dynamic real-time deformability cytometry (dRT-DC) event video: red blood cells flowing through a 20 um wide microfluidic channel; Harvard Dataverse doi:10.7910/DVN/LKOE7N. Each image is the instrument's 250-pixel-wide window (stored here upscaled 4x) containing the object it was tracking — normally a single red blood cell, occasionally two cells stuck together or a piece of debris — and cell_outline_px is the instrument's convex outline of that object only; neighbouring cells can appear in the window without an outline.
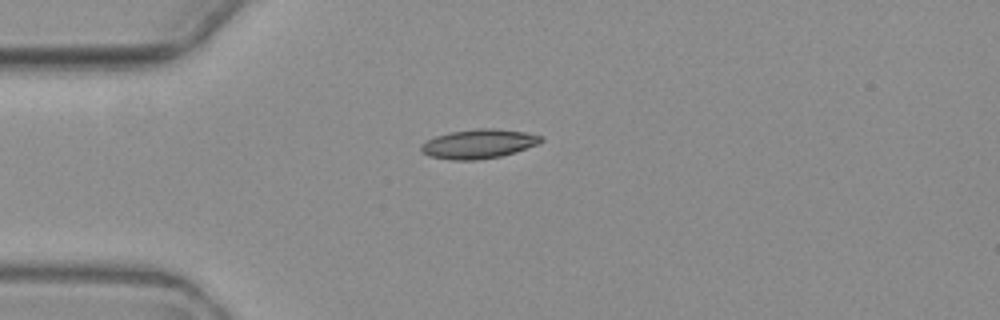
{"species": "common noctule bat (a hibernating species)", "species_latin": "Nyctalus noctula", "temperature_condition": "warm", "stored_images_in_passage": 3, "camera_frame_rate_fps": 3000, "um_per_image_px": 0.085, "animal": {"sex": "female", "body_mass_g": 19.3, "forearm_length_mm": 54.1}, "frame": {"image": 1, "passage_image": 1, "time_ms": 0.0, "image_size_px": [1000, 320], "cell_outline_px": [[544, 140], [536, 144], [500, 156], [476, 160], [452, 160], [428, 156], [420, 152], [420, 144], [436, 136], [448, 132], [476, 128], [496, 128], [524, 132], [544, 136]], "centroid_in_image_um": [40.63, 12.22], "position_along_channel_um": 44.4, "area_um2": 20.4}}
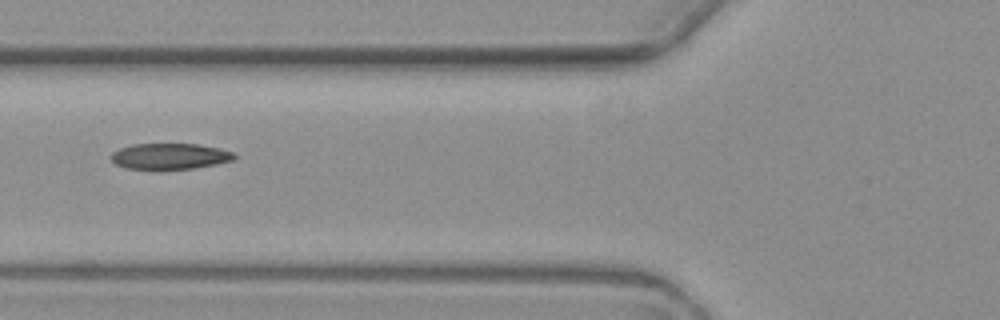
{"frame": {"image": 2, "passage_image": 3, "time_ms": 2.333, "image_size_px": [1000, 320], "cell_outline_px": [[236, 156], [232, 160], [216, 164], [192, 168], [160, 172], [124, 168], [116, 164], [112, 160], [112, 152], [120, 148], [132, 144], [200, 144], [220, 148], [232, 152]], "centroid_in_image_um": [14.39, 13.32], "position_along_channel_um": 111.4, "area_um2": 19.25}}